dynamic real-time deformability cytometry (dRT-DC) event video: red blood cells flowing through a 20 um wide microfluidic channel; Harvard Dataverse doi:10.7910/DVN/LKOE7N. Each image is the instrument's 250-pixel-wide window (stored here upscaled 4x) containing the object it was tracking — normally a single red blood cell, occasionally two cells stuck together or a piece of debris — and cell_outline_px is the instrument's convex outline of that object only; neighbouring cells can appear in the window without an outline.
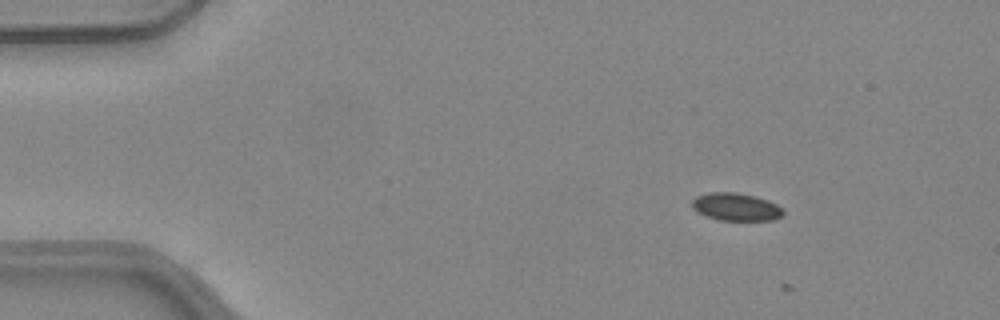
{"species": "common noctule bat (a hibernating species)", "species_latin": "Nyctalus noctula", "temperature_condition": "warm", "stored_images_in_passage": 2, "camera_frame_rate_fps": 3000, "um_per_image_px": 0.085, "animal": {"sex": "female", "body_mass_g": 24.6, "forearm_length_mm": 56.2}, "frame": {"image": 1, "passage_image": 1, "time_ms": 0.0, "image_size_px": [1000, 320], "cell_outline_px": [[784, 212], [780, 216], [772, 220], [720, 220], [696, 212], [692, 208], [692, 200], [696, 196], [708, 192], [736, 192], [756, 196], [768, 200], [776, 204]], "centroid_in_image_um": [62.52, 17.57], "position_along_channel_um": 22.5, "area_um2": 14.68}}